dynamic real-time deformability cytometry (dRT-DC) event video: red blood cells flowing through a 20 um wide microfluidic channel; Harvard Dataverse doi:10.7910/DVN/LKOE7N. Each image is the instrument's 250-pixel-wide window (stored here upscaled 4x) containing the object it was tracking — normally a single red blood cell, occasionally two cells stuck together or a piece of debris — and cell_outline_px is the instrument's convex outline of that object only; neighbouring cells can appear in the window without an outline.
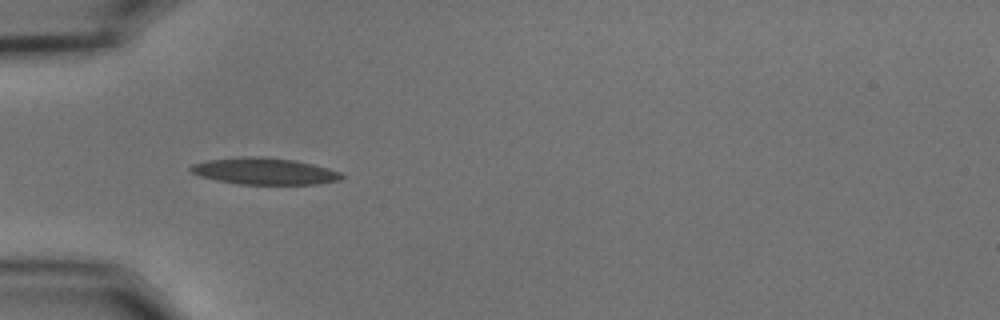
{"species": "common noctule bat (a hibernating species)", "species_latin": "Nyctalus noctula", "temperature_condition": "cold", "stored_images_in_passage": 25, "camera_frame_rate_fps": 3000, "um_per_image_px": 0.085, "animal": {"sex": "male", "body_mass_g": 15.6}, "frame": {"image": 1, "passage_image": 4, "time_ms": 1.0, "image_size_px": [1000, 320], "cell_outline_px": [[344, 176], [340, 180], [320, 184], [240, 184], [216, 180], [200, 176], [188, 172], [188, 168], [192, 164], [208, 160], [248, 156], [260, 156], [296, 160], [328, 168], [340, 172]], "centroid_in_image_um": [22.46, 14.55], "position_along_channel_um": 62.5, "area_um2": 23.52}}
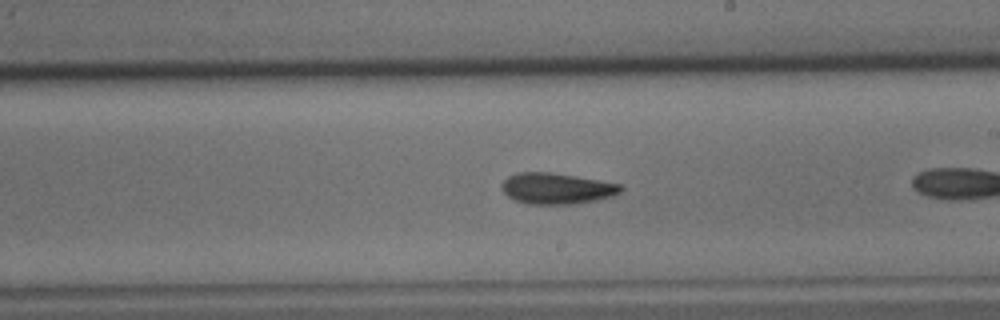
{"frame": {"image": 2, "passage_image": 16, "time_ms": 5.0, "image_size_px": [1000, 320], "cell_outline_px": [[624, 188], [620, 192], [612, 196], [596, 200], [572, 204], [524, 204], [508, 196], [500, 188], [500, 184], [508, 176], [516, 172], [552, 172], [620, 184]], "centroid_in_image_um": [47.27, 16.02], "position_along_channel_um": 241.7, "area_um2": 21.56}}